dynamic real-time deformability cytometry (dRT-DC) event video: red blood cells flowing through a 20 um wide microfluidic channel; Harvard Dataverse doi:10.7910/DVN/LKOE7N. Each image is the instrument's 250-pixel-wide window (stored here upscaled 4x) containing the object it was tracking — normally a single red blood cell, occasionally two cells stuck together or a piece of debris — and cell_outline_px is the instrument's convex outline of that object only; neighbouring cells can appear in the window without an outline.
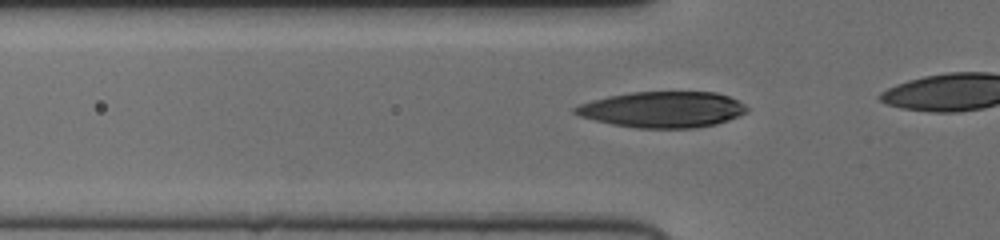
{"species": "human", "species_latin": "Homo sapiens", "temperature_condition": "cold", "stored_images_in_passage": 21, "camera_frame_rate_fps": 3000, "um_per_image_px": 0.085, "donor": {"sex": "female"}, "frame": {"image": 1, "passage_image": 15, "time_ms": 4.667, "image_size_px": [1000, 240], "cell_outline_px": [[748, 112], [740, 116], [716, 124], [696, 128], [636, 128], [612, 124], [580, 116], [572, 112], [572, 108], [580, 104], [592, 100], [608, 96], [628, 92], [716, 92], [728, 96], [744, 104], [748, 108]], "centroid_in_image_um": [56.33, 9.31], "position_along_channel_um": 69.5, "area_um2": 36.13}}